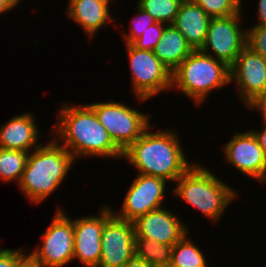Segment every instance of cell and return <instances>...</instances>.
Segmentation results:
<instances>
[{"label":"cell","mask_w":266,"mask_h":267,"mask_svg":"<svg viewBox=\"0 0 266 267\" xmlns=\"http://www.w3.org/2000/svg\"><path fill=\"white\" fill-rule=\"evenodd\" d=\"M225 160L246 176L266 181V155L251 130L236 132L223 147Z\"/></svg>","instance_id":"13"},{"label":"cell","mask_w":266,"mask_h":267,"mask_svg":"<svg viewBox=\"0 0 266 267\" xmlns=\"http://www.w3.org/2000/svg\"><path fill=\"white\" fill-rule=\"evenodd\" d=\"M135 255L133 222L114 215L105 223L101 234V258L97 267H123Z\"/></svg>","instance_id":"11"},{"label":"cell","mask_w":266,"mask_h":267,"mask_svg":"<svg viewBox=\"0 0 266 267\" xmlns=\"http://www.w3.org/2000/svg\"><path fill=\"white\" fill-rule=\"evenodd\" d=\"M150 127L123 152V158L139 174L161 177L175 183L193 164L188 163L174 130L152 132L149 131Z\"/></svg>","instance_id":"2"},{"label":"cell","mask_w":266,"mask_h":267,"mask_svg":"<svg viewBox=\"0 0 266 267\" xmlns=\"http://www.w3.org/2000/svg\"><path fill=\"white\" fill-rule=\"evenodd\" d=\"M229 83L230 67L200 50H193L171 73V90H180L196 104Z\"/></svg>","instance_id":"5"},{"label":"cell","mask_w":266,"mask_h":267,"mask_svg":"<svg viewBox=\"0 0 266 267\" xmlns=\"http://www.w3.org/2000/svg\"><path fill=\"white\" fill-rule=\"evenodd\" d=\"M166 25L167 24L162 22H156L150 25L139 38L131 43V45L139 50L154 51L157 43L162 37V33Z\"/></svg>","instance_id":"26"},{"label":"cell","mask_w":266,"mask_h":267,"mask_svg":"<svg viewBox=\"0 0 266 267\" xmlns=\"http://www.w3.org/2000/svg\"><path fill=\"white\" fill-rule=\"evenodd\" d=\"M167 180L161 177L139 174L125 195L120 212L113 208V215L121 220L135 221L138 217L163 206ZM116 212V213H115Z\"/></svg>","instance_id":"10"},{"label":"cell","mask_w":266,"mask_h":267,"mask_svg":"<svg viewBox=\"0 0 266 267\" xmlns=\"http://www.w3.org/2000/svg\"><path fill=\"white\" fill-rule=\"evenodd\" d=\"M102 1H104L105 3H107V4H109V5H110V3H109V2H110L111 0H102Z\"/></svg>","instance_id":"35"},{"label":"cell","mask_w":266,"mask_h":267,"mask_svg":"<svg viewBox=\"0 0 266 267\" xmlns=\"http://www.w3.org/2000/svg\"><path fill=\"white\" fill-rule=\"evenodd\" d=\"M184 0H138L137 5L157 22L173 24Z\"/></svg>","instance_id":"23"},{"label":"cell","mask_w":266,"mask_h":267,"mask_svg":"<svg viewBox=\"0 0 266 267\" xmlns=\"http://www.w3.org/2000/svg\"><path fill=\"white\" fill-rule=\"evenodd\" d=\"M199 5L210 18L227 17L239 13L242 0H190Z\"/></svg>","instance_id":"24"},{"label":"cell","mask_w":266,"mask_h":267,"mask_svg":"<svg viewBox=\"0 0 266 267\" xmlns=\"http://www.w3.org/2000/svg\"><path fill=\"white\" fill-rule=\"evenodd\" d=\"M173 245L160 244L147 238H135V255L152 267L170 265Z\"/></svg>","instance_id":"20"},{"label":"cell","mask_w":266,"mask_h":267,"mask_svg":"<svg viewBox=\"0 0 266 267\" xmlns=\"http://www.w3.org/2000/svg\"><path fill=\"white\" fill-rule=\"evenodd\" d=\"M232 81L237 84L239 96L247 107L266 91V59L246 46L230 66V83Z\"/></svg>","instance_id":"14"},{"label":"cell","mask_w":266,"mask_h":267,"mask_svg":"<svg viewBox=\"0 0 266 267\" xmlns=\"http://www.w3.org/2000/svg\"><path fill=\"white\" fill-rule=\"evenodd\" d=\"M114 144L124 152L151 125L149 115L113 100L88 104Z\"/></svg>","instance_id":"6"},{"label":"cell","mask_w":266,"mask_h":267,"mask_svg":"<svg viewBox=\"0 0 266 267\" xmlns=\"http://www.w3.org/2000/svg\"><path fill=\"white\" fill-rule=\"evenodd\" d=\"M192 51L182 33L173 24H167L154 54L172 73Z\"/></svg>","instance_id":"19"},{"label":"cell","mask_w":266,"mask_h":267,"mask_svg":"<svg viewBox=\"0 0 266 267\" xmlns=\"http://www.w3.org/2000/svg\"><path fill=\"white\" fill-rule=\"evenodd\" d=\"M123 267H152L141 258L134 255Z\"/></svg>","instance_id":"33"},{"label":"cell","mask_w":266,"mask_h":267,"mask_svg":"<svg viewBox=\"0 0 266 267\" xmlns=\"http://www.w3.org/2000/svg\"><path fill=\"white\" fill-rule=\"evenodd\" d=\"M187 233L173 245L170 267H208L203 252ZM191 240V241H190Z\"/></svg>","instance_id":"21"},{"label":"cell","mask_w":266,"mask_h":267,"mask_svg":"<svg viewBox=\"0 0 266 267\" xmlns=\"http://www.w3.org/2000/svg\"><path fill=\"white\" fill-rule=\"evenodd\" d=\"M26 251L20 249L0 248V267H17V264L26 256Z\"/></svg>","instance_id":"28"},{"label":"cell","mask_w":266,"mask_h":267,"mask_svg":"<svg viewBox=\"0 0 266 267\" xmlns=\"http://www.w3.org/2000/svg\"><path fill=\"white\" fill-rule=\"evenodd\" d=\"M17 267H43L36 262L29 254H27L18 264Z\"/></svg>","instance_id":"32"},{"label":"cell","mask_w":266,"mask_h":267,"mask_svg":"<svg viewBox=\"0 0 266 267\" xmlns=\"http://www.w3.org/2000/svg\"><path fill=\"white\" fill-rule=\"evenodd\" d=\"M136 6L138 15H136V17L131 21L128 34L126 32V34L123 35V38L125 39L124 43L126 44H131L134 40L139 38L150 25L157 22L149 13L144 11L138 5Z\"/></svg>","instance_id":"25"},{"label":"cell","mask_w":266,"mask_h":267,"mask_svg":"<svg viewBox=\"0 0 266 267\" xmlns=\"http://www.w3.org/2000/svg\"><path fill=\"white\" fill-rule=\"evenodd\" d=\"M246 30V46L266 59V26H253Z\"/></svg>","instance_id":"27"},{"label":"cell","mask_w":266,"mask_h":267,"mask_svg":"<svg viewBox=\"0 0 266 267\" xmlns=\"http://www.w3.org/2000/svg\"><path fill=\"white\" fill-rule=\"evenodd\" d=\"M263 124H264L263 129H260V130L250 129V130L253 132V134L257 138L260 147L262 148V150L264 151L266 155V121H263Z\"/></svg>","instance_id":"31"},{"label":"cell","mask_w":266,"mask_h":267,"mask_svg":"<svg viewBox=\"0 0 266 267\" xmlns=\"http://www.w3.org/2000/svg\"><path fill=\"white\" fill-rule=\"evenodd\" d=\"M15 2L19 5V3H21V0H15Z\"/></svg>","instance_id":"36"},{"label":"cell","mask_w":266,"mask_h":267,"mask_svg":"<svg viewBox=\"0 0 266 267\" xmlns=\"http://www.w3.org/2000/svg\"><path fill=\"white\" fill-rule=\"evenodd\" d=\"M258 10H257V24L255 26H266V0H259L258 1Z\"/></svg>","instance_id":"30"},{"label":"cell","mask_w":266,"mask_h":267,"mask_svg":"<svg viewBox=\"0 0 266 267\" xmlns=\"http://www.w3.org/2000/svg\"><path fill=\"white\" fill-rule=\"evenodd\" d=\"M67 16L91 38L108 22H113L109 4L102 0H69Z\"/></svg>","instance_id":"18"},{"label":"cell","mask_w":266,"mask_h":267,"mask_svg":"<svg viewBox=\"0 0 266 267\" xmlns=\"http://www.w3.org/2000/svg\"><path fill=\"white\" fill-rule=\"evenodd\" d=\"M28 156L29 152L0 148V179L19 184Z\"/></svg>","instance_id":"22"},{"label":"cell","mask_w":266,"mask_h":267,"mask_svg":"<svg viewBox=\"0 0 266 267\" xmlns=\"http://www.w3.org/2000/svg\"><path fill=\"white\" fill-rule=\"evenodd\" d=\"M74 161L73 155L53 138L29 153L17 186L31 203H42L60 187Z\"/></svg>","instance_id":"3"},{"label":"cell","mask_w":266,"mask_h":267,"mask_svg":"<svg viewBox=\"0 0 266 267\" xmlns=\"http://www.w3.org/2000/svg\"><path fill=\"white\" fill-rule=\"evenodd\" d=\"M73 218H69L60 207L49 227L42 235L41 247L28 253L43 267H63L72 262L74 251Z\"/></svg>","instance_id":"9"},{"label":"cell","mask_w":266,"mask_h":267,"mask_svg":"<svg viewBox=\"0 0 266 267\" xmlns=\"http://www.w3.org/2000/svg\"><path fill=\"white\" fill-rule=\"evenodd\" d=\"M16 6H18V4L15 0H0V14L6 13L7 11L9 12Z\"/></svg>","instance_id":"34"},{"label":"cell","mask_w":266,"mask_h":267,"mask_svg":"<svg viewBox=\"0 0 266 267\" xmlns=\"http://www.w3.org/2000/svg\"><path fill=\"white\" fill-rule=\"evenodd\" d=\"M103 207L98 217L92 214L73 220V259H78L85 267H97L101 258L102 230L105 223L113 216L109 205Z\"/></svg>","instance_id":"12"},{"label":"cell","mask_w":266,"mask_h":267,"mask_svg":"<svg viewBox=\"0 0 266 267\" xmlns=\"http://www.w3.org/2000/svg\"><path fill=\"white\" fill-rule=\"evenodd\" d=\"M11 118L0 127V148L30 153L42 144L37 143L40 132L31 112Z\"/></svg>","instance_id":"16"},{"label":"cell","mask_w":266,"mask_h":267,"mask_svg":"<svg viewBox=\"0 0 266 267\" xmlns=\"http://www.w3.org/2000/svg\"><path fill=\"white\" fill-rule=\"evenodd\" d=\"M210 19L199 5L184 0L173 25L182 33L193 50H200L206 39Z\"/></svg>","instance_id":"17"},{"label":"cell","mask_w":266,"mask_h":267,"mask_svg":"<svg viewBox=\"0 0 266 267\" xmlns=\"http://www.w3.org/2000/svg\"><path fill=\"white\" fill-rule=\"evenodd\" d=\"M132 78V92L137 101L157 96L171 89V72L162 64L154 51L139 50L131 44H125ZM164 90V91H163Z\"/></svg>","instance_id":"7"},{"label":"cell","mask_w":266,"mask_h":267,"mask_svg":"<svg viewBox=\"0 0 266 267\" xmlns=\"http://www.w3.org/2000/svg\"><path fill=\"white\" fill-rule=\"evenodd\" d=\"M246 109H256L263 117V121H266V91L260 94L254 101H252Z\"/></svg>","instance_id":"29"},{"label":"cell","mask_w":266,"mask_h":267,"mask_svg":"<svg viewBox=\"0 0 266 267\" xmlns=\"http://www.w3.org/2000/svg\"><path fill=\"white\" fill-rule=\"evenodd\" d=\"M242 14L241 10L235 15L211 18L206 39L200 51L230 67L246 47L247 30L239 24ZM210 51L213 53L210 54Z\"/></svg>","instance_id":"8"},{"label":"cell","mask_w":266,"mask_h":267,"mask_svg":"<svg viewBox=\"0 0 266 267\" xmlns=\"http://www.w3.org/2000/svg\"><path fill=\"white\" fill-rule=\"evenodd\" d=\"M175 183L174 194L215 223L238 195L232 186L198 163L193 164Z\"/></svg>","instance_id":"4"},{"label":"cell","mask_w":266,"mask_h":267,"mask_svg":"<svg viewBox=\"0 0 266 267\" xmlns=\"http://www.w3.org/2000/svg\"><path fill=\"white\" fill-rule=\"evenodd\" d=\"M177 214L163 207L152 210L133 221L135 238H147L160 244L174 245L188 232Z\"/></svg>","instance_id":"15"},{"label":"cell","mask_w":266,"mask_h":267,"mask_svg":"<svg viewBox=\"0 0 266 267\" xmlns=\"http://www.w3.org/2000/svg\"><path fill=\"white\" fill-rule=\"evenodd\" d=\"M58 120L52 135L61 145L79 158L106 157L123 158V152L111 140L106 129L100 124L94 110L88 104H64L58 109Z\"/></svg>","instance_id":"1"}]
</instances>
